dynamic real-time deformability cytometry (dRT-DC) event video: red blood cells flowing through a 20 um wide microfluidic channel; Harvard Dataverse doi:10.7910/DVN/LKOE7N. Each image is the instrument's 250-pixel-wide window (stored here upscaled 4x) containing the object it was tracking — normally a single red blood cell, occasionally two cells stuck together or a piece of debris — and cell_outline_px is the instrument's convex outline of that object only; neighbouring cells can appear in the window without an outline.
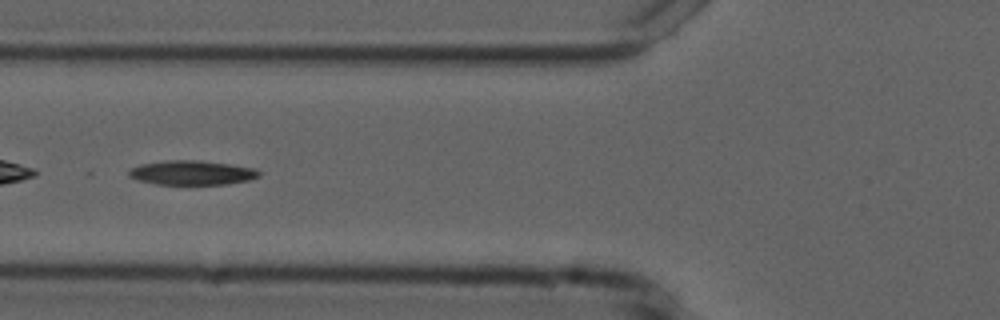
{"species": "common noctule bat (a hibernating species)", "species_latin": "Nyctalus noctula", "temperature_condition": "cold", "stored_images_in_passage": 44, "camera_frame_rate_fps": 3000, "um_per_image_px": 0.085, "animal": {"sex": "male", "forearm_length_mm": 52.5}, "frame": {"image": 1, "passage_image": 15, "time_ms": 4.667, "image_size_px": [1000, 320], "cell_outline_px": [[260, 176], [248, 180], [228, 184], [156, 184], [140, 180], [128, 176], [128, 172], [132, 168], [140, 164], [164, 160], [200, 160], [256, 168], [260, 172]], "centroid_in_image_um": [16.32, 14.67], "position_along_channel_um": 109.5, "area_um2": 18.44}}
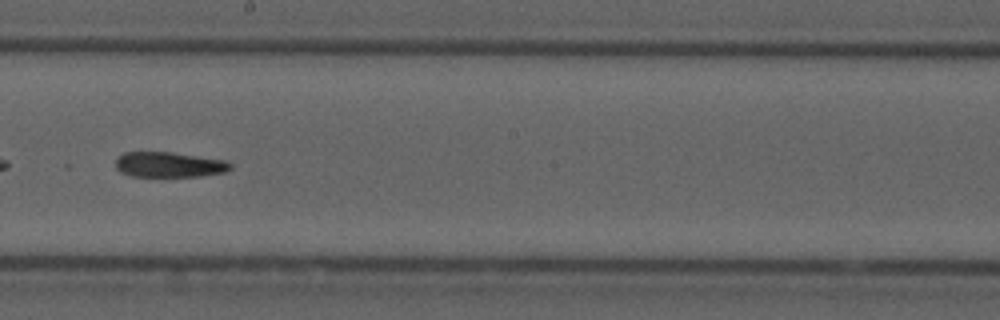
{"frame": {"image": 2, "passage_image": 25, "time_ms": 8.0, "image_size_px": [1000, 320], "cell_outline_px": [[232, 168], [224, 172], [200, 176], [132, 176], [120, 172], [116, 168], [116, 160], [124, 152], [172, 152], [228, 160], [232, 164]], "centroid_in_image_um": [14.41, 13.99], "position_along_channel_um": 233.8, "area_um2": 16.94}}
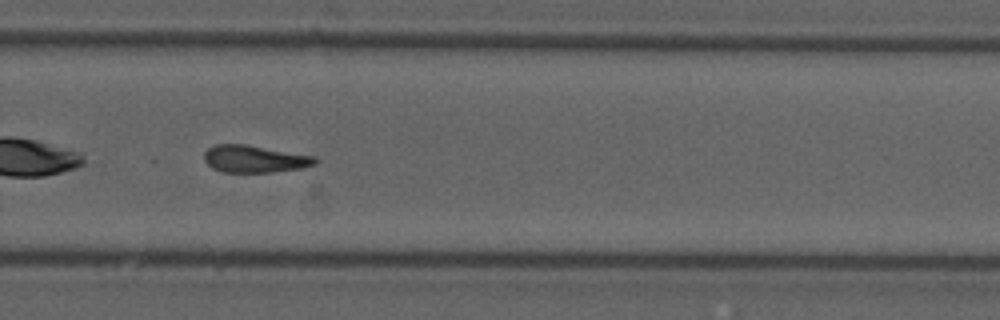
{"frame": {"image": 3, "passage_image": 31, "time_ms": 10.0, "image_size_px": [1000, 320], "cell_outline_px": [[320, 160], [316, 164], [304, 168], [272, 172], [220, 172], [212, 168], [204, 160], [204, 152], [208, 148], [216, 144], [244, 144], [316, 156]], "centroid_in_image_um": [21.67, 13.51], "position_along_channel_um": 308.1, "area_um2": 17.8}}